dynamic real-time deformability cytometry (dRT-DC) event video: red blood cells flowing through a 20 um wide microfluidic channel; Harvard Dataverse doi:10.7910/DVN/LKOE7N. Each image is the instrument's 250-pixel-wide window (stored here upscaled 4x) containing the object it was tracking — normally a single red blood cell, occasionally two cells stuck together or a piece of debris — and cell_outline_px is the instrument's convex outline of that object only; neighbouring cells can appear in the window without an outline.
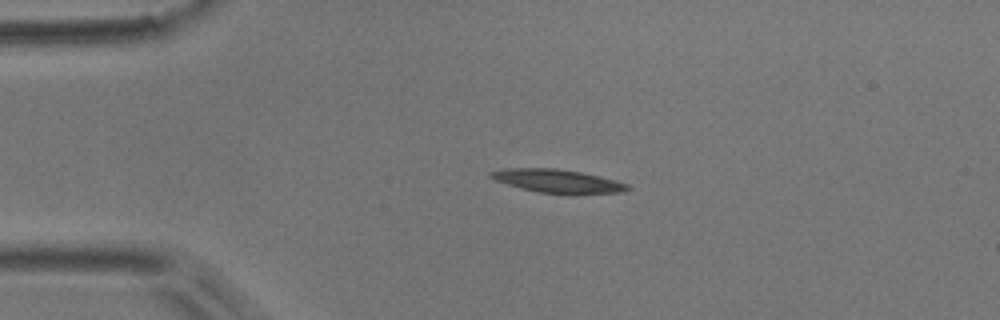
{"species": "common noctule bat (a hibernating species)", "species_latin": "Nyctalus noctula", "temperature_condition": "room temperature", "stored_images_in_passage": 3, "camera_frame_rate_fps": 3000, "um_per_image_px": 0.085, "animal": {"sex": "male", "body_mass_g": 17.9}, "frame": {"image": 1, "passage_image": 2, "time_ms": 0.333, "image_size_px": [1000, 320], "cell_outline_px": [[632, 188], [624, 192], [536, 192], [520, 188], [496, 180], [488, 176], [488, 172], [504, 168], [556, 168], [580, 172], [616, 180], [628, 184]], "centroid_in_image_um": [47.34, 15.35], "position_along_channel_um": 37.7, "area_um2": 18.03}}